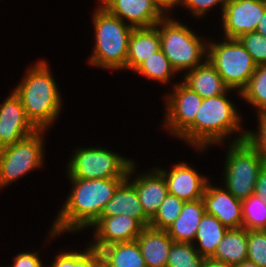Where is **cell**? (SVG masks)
<instances>
[{"instance_id": "1", "label": "cell", "mask_w": 266, "mask_h": 267, "mask_svg": "<svg viewBox=\"0 0 266 267\" xmlns=\"http://www.w3.org/2000/svg\"><path fill=\"white\" fill-rule=\"evenodd\" d=\"M68 179L72 185L70 193L48 229L47 238L50 240L65 232L72 234L87 230L100 217L104 206L126 178Z\"/></svg>"}, {"instance_id": "2", "label": "cell", "mask_w": 266, "mask_h": 267, "mask_svg": "<svg viewBox=\"0 0 266 267\" xmlns=\"http://www.w3.org/2000/svg\"><path fill=\"white\" fill-rule=\"evenodd\" d=\"M231 92L234 93L230 89L225 94L203 99L194 121L176 140L180 139L200 153L211 146L219 147L225 142L235 143L245 140L246 130L243 126L242 113H239L235 102L228 97ZM233 135L235 136L232 137Z\"/></svg>"}, {"instance_id": "3", "label": "cell", "mask_w": 266, "mask_h": 267, "mask_svg": "<svg viewBox=\"0 0 266 267\" xmlns=\"http://www.w3.org/2000/svg\"><path fill=\"white\" fill-rule=\"evenodd\" d=\"M45 58L28 66L13 91L21 99L28 120L37 130L53 127L61 115L63 100L59 85Z\"/></svg>"}, {"instance_id": "4", "label": "cell", "mask_w": 266, "mask_h": 267, "mask_svg": "<svg viewBox=\"0 0 266 267\" xmlns=\"http://www.w3.org/2000/svg\"><path fill=\"white\" fill-rule=\"evenodd\" d=\"M92 13L95 43L88 65L112 71H126L132 26L111 14L99 2Z\"/></svg>"}, {"instance_id": "5", "label": "cell", "mask_w": 266, "mask_h": 267, "mask_svg": "<svg viewBox=\"0 0 266 267\" xmlns=\"http://www.w3.org/2000/svg\"><path fill=\"white\" fill-rule=\"evenodd\" d=\"M173 17H163L156 26L163 53L181 75L183 71L185 74L207 60L208 40L205 37L202 40V35H197L192 28Z\"/></svg>"}, {"instance_id": "6", "label": "cell", "mask_w": 266, "mask_h": 267, "mask_svg": "<svg viewBox=\"0 0 266 267\" xmlns=\"http://www.w3.org/2000/svg\"><path fill=\"white\" fill-rule=\"evenodd\" d=\"M218 40L208 41L207 60L225 84L241 98L240 93L247 86L256 64L238 39L223 37Z\"/></svg>"}, {"instance_id": "7", "label": "cell", "mask_w": 266, "mask_h": 267, "mask_svg": "<svg viewBox=\"0 0 266 267\" xmlns=\"http://www.w3.org/2000/svg\"><path fill=\"white\" fill-rule=\"evenodd\" d=\"M69 158L66 177L82 179L127 178L134 162L102 146H77Z\"/></svg>"}, {"instance_id": "8", "label": "cell", "mask_w": 266, "mask_h": 267, "mask_svg": "<svg viewBox=\"0 0 266 267\" xmlns=\"http://www.w3.org/2000/svg\"><path fill=\"white\" fill-rule=\"evenodd\" d=\"M221 185L238 200L254 194L258 173L264 163L258 153L245 141L227 143Z\"/></svg>"}, {"instance_id": "9", "label": "cell", "mask_w": 266, "mask_h": 267, "mask_svg": "<svg viewBox=\"0 0 266 267\" xmlns=\"http://www.w3.org/2000/svg\"><path fill=\"white\" fill-rule=\"evenodd\" d=\"M46 132L47 130H37L13 145L0 149V190L46 165Z\"/></svg>"}, {"instance_id": "10", "label": "cell", "mask_w": 266, "mask_h": 267, "mask_svg": "<svg viewBox=\"0 0 266 267\" xmlns=\"http://www.w3.org/2000/svg\"><path fill=\"white\" fill-rule=\"evenodd\" d=\"M171 87L162 99L166 108L161 128L177 138L194 121L203 98L181 80L171 83Z\"/></svg>"}, {"instance_id": "11", "label": "cell", "mask_w": 266, "mask_h": 267, "mask_svg": "<svg viewBox=\"0 0 266 267\" xmlns=\"http://www.w3.org/2000/svg\"><path fill=\"white\" fill-rule=\"evenodd\" d=\"M266 11V0H227L220 16L223 37L238 39L254 32Z\"/></svg>"}, {"instance_id": "12", "label": "cell", "mask_w": 266, "mask_h": 267, "mask_svg": "<svg viewBox=\"0 0 266 267\" xmlns=\"http://www.w3.org/2000/svg\"><path fill=\"white\" fill-rule=\"evenodd\" d=\"M164 177L168 194L187 202L202 199L207 183L211 180L200 174L194 166L185 161L175 162L168 170L155 167Z\"/></svg>"}, {"instance_id": "13", "label": "cell", "mask_w": 266, "mask_h": 267, "mask_svg": "<svg viewBox=\"0 0 266 267\" xmlns=\"http://www.w3.org/2000/svg\"><path fill=\"white\" fill-rule=\"evenodd\" d=\"M89 228L94 232L87 244L100 251L110 244L136 241L144 226L135 218L117 215L99 217Z\"/></svg>"}, {"instance_id": "14", "label": "cell", "mask_w": 266, "mask_h": 267, "mask_svg": "<svg viewBox=\"0 0 266 267\" xmlns=\"http://www.w3.org/2000/svg\"><path fill=\"white\" fill-rule=\"evenodd\" d=\"M37 129L28 120L21 99L12 90L0 103V149L13 145Z\"/></svg>"}, {"instance_id": "15", "label": "cell", "mask_w": 266, "mask_h": 267, "mask_svg": "<svg viewBox=\"0 0 266 267\" xmlns=\"http://www.w3.org/2000/svg\"><path fill=\"white\" fill-rule=\"evenodd\" d=\"M137 165L136 162L131 164L126 179L136 188L145 214L152 219L168 195L166 181L155 166L143 174H136Z\"/></svg>"}, {"instance_id": "16", "label": "cell", "mask_w": 266, "mask_h": 267, "mask_svg": "<svg viewBox=\"0 0 266 267\" xmlns=\"http://www.w3.org/2000/svg\"><path fill=\"white\" fill-rule=\"evenodd\" d=\"M206 213L215 216L227 229L242 227V201L219 184L209 181L202 197Z\"/></svg>"}, {"instance_id": "17", "label": "cell", "mask_w": 266, "mask_h": 267, "mask_svg": "<svg viewBox=\"0 0 266 267\" xmlns=\"http://www.w3.org/2000/svg\"><path fill=\"white\" fill-rule=\"evenodd\" d=\"M98 2L133 28L155 26L164 17L151 0H98Z\"/></svg>"}, {"instance_id": "18", "label": "cell", "mask_w": 266, "mask_h": 267, "mask_svg": "<svg viewBox=\"0 0 266 267\" xmlns=\"http://www.w3.org/2000/svg\"><path fill=\"white\" fill-rule=\"evenodd\" d=\"M127 215L137 219L144 227L151 219L145 214L136 188L125 179L115 190L113 198L104 206L100 217Z\"/></svg>"}, {"instance_id": "19", "label": "cell", "mask_w": 266, "mask_h": 267, "mask_svg": "<svg viewBox=\"0 0 266 267\" xmlns=\"http://www.w3.org/2000/svg\"><path fill=\"white\" fill-rule=\"evenodd\" d=\"M146 267H166L173 239L166 230L144 227L136 238Z\"/></svg>"}, {"instance_id": "20", "label": "cell", "mask_w": 266, "mask_h": 267, "mask_svg": "<svg viewBox=\"0 0 266 267\" xmlns=\"http://www.w3.org/2000/svg\"><path fill=\"white\" fill-rule=\"evenodd\" d=\"M161 49L157 26L134 28L129 38L126 71L134 72L145 59Z\"/></svg>"}, {"instance_id": "21", "label": "cell", "mask_w": 266, "mask_h": 267, "mask_svg": "<svg viewBox=\"0 0 266 267\" xmlns=\"http://www.w3.org/2000/svg\"><path fill=\"white\" fill-rule=\"evenodd\" d=\"M181 81L203 99L225 94L230 90L208 60L183 74Z\"/></svg>"}, {"instance_id": "22", "label": "cell", "mask_w": 266, "mask_h": 267, "mask_svg": "<svg viewBox=\"0 0 266 267\" xmlns=\"http://www.w3.org/2000/svg\"><path fill=\"white\" fill-rule=\"evenodd\" d=\"M206 213L203 199L184 203L180 215L166 229L174 242L193 243L201 218Z\"/></svg>"}, {"instance_id": "23", "label": "cell", "mask_w": 266, "mask_h": 267, "mask_svg": "<svg viewBox=\"0 0 266 267\" xmlns=\"http://www.w3.org/2000/svg\"><path fill=\"white\" fill-rule=\"evenodd\" d=\"M247 246L245 228L228 229L211 258L235 266L247 260Z\"/></svg>"}, {"instance_id": "24", "label": "cell", "mask_w": 266, "mask_h": 267, "mask_svg": "<svg viewBox=\"0 0 266 267\" xmlns=\"http://www.w3.org/2000/svg\"><path fill=\"white\" fill-rule=\"evenodd\" d=\"M228 229L215 217L207 213L201 218L193 242L198 253L211 258Z\"/></svg>"}, {"instance_id": "25", "label": "cell", "mask_w": 266, "mask_h": 267, "mask_svg": "<svg viewBox=\"0 0 266 267\" xmlns=\"http://www.w3.org/2000/svg\"><path fill=\"white\" fill-rule=\"evenodd\" d=\"M100 254L109 267H146L137 241L110 244Z\"/></svg>"}, {"instance_id": "26", "label": "cell", "mask_w": 266, "mask_h": 267, "mask_svg": "<svg viewBox=\"0 0 266 267\" xmlns=\"http://www.w3.org/2000/svg\"><path fill=\"white\" fill-rule=\"evenodd\" d=\"M134 73H138L140 77H146L148 80L158 81L162 85L170 84V82H172L171 80L178 75L162 49L156 51L152 56L145 59Z\"/></svg>"}, {"instance_id": "27", "label": "cell", "mask_w": 266, "mask_h": 267, "mask_svg": "<svg viewBox=\"0 0 266 267\" xmlns=\"http://www.w3.org/2000/svg\"><path fill=\"white\" fill-rule=\"evenodd\" d=\"M241 98L256 108L257 114L266 113V64L256 65Z\"/></svg>"}, {"instance_id": "28", "label": "cell", "mask_w": 266, "mask_h": 267, "mask_svg": "<svg viewBox=\"0 0 266 267\" xmlns=\"http://www.w3.org/2000/svg\"><path fill=\"white\" fill-rule=\"evenodd\" d=\"M51 265L46 267H93L101 258L100 251L86 244L81 250H62L57 255Z\"/></svg>"}, {"instance_id": "29", "label": "cell", "mask_w": 266, "mask_h": 267, "mask_svg": "<svg viewBox=\"0 0 266 267\" xmlns=\"http://www.w3.org/2000/svg\"><path fill=\"white\" fill-rule=\"evenodd\" d=\"M242 227L246 230H263L266 227V201L256 194L242 200Z\"/></svg>"}, {"instance_id": "30", "label": "cell", "mask_w": 266, "mask_h": 267, "mask_svg": "<svg viewBox=\"0 0 266 267\" xmlns=\"http://www.w3.org/2000/svg\"><path fill=\"white\" fill-rule=\"evenodd\" d=\"M203 260L193 243L173 242L166 267H201Z\"/></svg>"}, {"instance_id": "31", "label": "cell", "mask_w": 266, "mask_h": 267, "mask_svg": "<svg viewBox=\"0 0 266 267\" xmlns=\"http://www.w3.org/2000/svg\"><path fill=\"white\" fill-rule=\"evenodd\" d=\"M184 203L185 201L179 199L177 196L168 194L161 202L149 226L155 229L166 230L180 215Z\"/></svg>"}, {"instance_id": "32", "label": "cell", "mask_w": 266, "mask_h": 267, "mask_svg": "<svg viewBox=\"0 0 266 267\" xmlns=\"http://www.w3.org/2000/svg\"><path fill=\"white\" fill-rule=\"evenodd\" d=\"M247 260L266 267V234L262 230H247Z\"/></svg>"}, {"instance_id": "33", "label": "cell", "mask_w": 266, "mask_h": 267, "mask_svg": "<svg viewBox=\"0 0 266 267\" xmlns=\"http://www.w3.org/2000/svg\"><path fill=\"white\" fill-rule=\"evenodd\" d=\"M256 65L266 64V36L254 31L238 38Z\"/></svg>"}, {"instance_id": "34", "label": "cell", "mask_w": 266, "mask_h": 267, "mask_svg": "<svg viewBox=\"0 0 266 267\" xmlns=\"http://www.w3.org/2000/svg\"><path fill=\"white\" fill-rule=\"evenodd\" d=\"M258 128L246 130L245 141L258 153L266 165V113L255 114Z\"/></svg>"}, {"instance_id": "35", "label": "cell", "mask_w": 266, "mask_h": 267, "mask_svg": "<svg viewBox=\"0 0 266 267\" xmlns=\"http://www.w3.org/2000/svg\"><path fill=\"white\" fill-rule=\"evenodd\" d=\"M227 0H183L182 7L194 17L199 19L206 18L215 7H220L219 15H222ZM220 5V6H219ZM212 9V10H211ZM210 11V12H208Z\"/></svg>"}, {"instance_id": "36", "label": "cell", "mask_w": 266, "mask_h": 267, "mask_svg": "<svg viewBox=\"0 0 266 267\" xmlns=\"http://www.w3.org/2000/svg\"><path fill=\"white\" fill-rule=\"evenodd\" d=\"M40 253L38 251H24L19 252L13 256V264L5 265L4 267H46L41 260Z\"/></svg>"}, {"instance_id": "37", "label": "cell", "mask_w": 266, "mask_h": 267, "mask_svg": "<svg viewBox=\"0 0 266 267\" xmlns=\"http://www.w3.org/2000/svg\"><path fill=\"white\" fill-rule=\"evenodd\" d=\"M156 9L164 16L170 17L177 6H182L183 0H151ZM173 9V10H172ZM171 11V12H170Z\"/></svg>"}, {"instance_id": "38", "label": "cell", "mask_w": 266, "mask_h": 267, "mask_svg": "<svg viewBox=\"0 0 266 267\" xmlns=\"http://www.w3.org/2000/svg\"><path fill=\"white\" fill-rule=\"evenodd\" d=\"M254 194L266 201V165L258 173Z\"/></svg>"}, {"instance_id": "39", "label": "cell", "mask_w": 266, "mask_h": 267, "mask_svg": "<svg viewBox=\"0 0 266 267\" xmlns=\"http://www.w3.org/2000/svg\"><path fill=\"white\" fill-rule=\"evenodd\" d=\"M201 267H234L222 261H217L212 258H204Z\"/></svg>"}, {"instance_id": "40", "label": "cell", "mask_w": 266, "mask_h": 267, "mask_svg": "<svg viewBox=\"0 0 266 267\" xmlns=\"http://www.w3.org/2000/svg\"><path fill=\"white\" fill-rule=\"evenodd\" d=\"M256 32L266 36V11L263 14L262 19L259 21Z\"/></svg>"}, {"instance_id": "41", "label": "cell", "mask_w": 266, "mask_h": 267, "mask_svg": "<svg viewBox=\"0 0 266 267\" xmlns=\"http://www.w3.org/2000/svg\"><path fill=\"white\" fill-rule=\"evenodd\" d=\"M234 267H259V266L254 262H251L249 260H244L243 262H241L238 265H235Z\"/></svg>"}, {"instance_id": "42", "label": "cell", "mask_w": 266, "mask_h": 267, "mask_svg": "<svg viewBox=\"0 0 266 267\" xmlns=\"http://www.w3.org/2000/svg\"><path fill=\"white\" fill-rule=\"evenodd\" d=\"M93 267H109V265L103 260L101 257L94 265Z\"/></svg>"}, {"instance_id": "43", "label": "cell", "mask_w": 266, "mask_h": 267, "mask_svg": "<svg viewBox=\"0 0 266 267\" xmlns=\"http://www.w3.org/2000/svg\"><path fill=\"white\" fill-rule=\"evenodd\" d=\"M262 231L266 234V227Z\"/></svg>"}]
</instances>
